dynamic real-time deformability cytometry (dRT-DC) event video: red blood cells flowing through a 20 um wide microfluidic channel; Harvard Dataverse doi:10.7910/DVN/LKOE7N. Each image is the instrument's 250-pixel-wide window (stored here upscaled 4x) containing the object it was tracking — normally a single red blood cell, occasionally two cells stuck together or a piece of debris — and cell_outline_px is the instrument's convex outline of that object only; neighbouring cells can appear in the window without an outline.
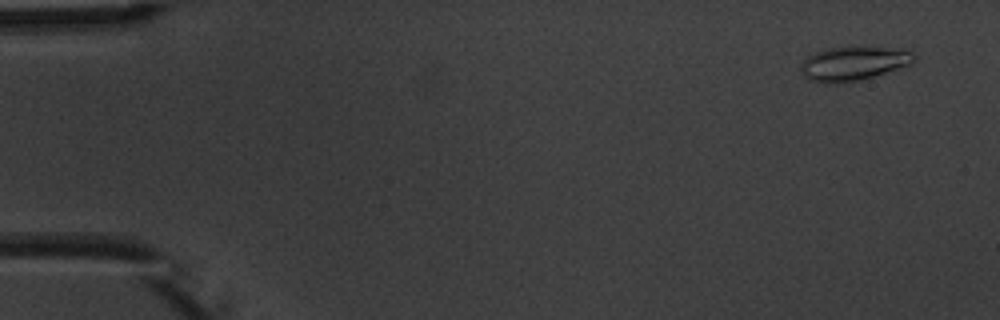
{"species": "common noctule bat (a hibernating species)", "species_latin": "Nyctalus noctula", "temperature_condition": "warm", "stored_images_in_passage": 5, "camera_frame_rate_fps": 3000, "um_per_image_px": 0.085, "animal": {"sex": "male", "body_mass_g": 20.1, "forearm_length_mm": 53.5}, "frame": {"image": 1, "passage_image": 1, "time_ms": 0.0, "image_size_px": [1000, 320], "cell_outline_px": [[916, 60], [912, 64], [860, 80], [836, 84], [824, 84], [808, 80], [800, 72], [800, 64], [808, 56], [816, 52], [828, 48], [884, 48], [912, 52], [916, 56]], "centroid_in_image_um": [72.48, 5.44], "position_along_channel_um": 12.5, "area_um2": 22.2}}
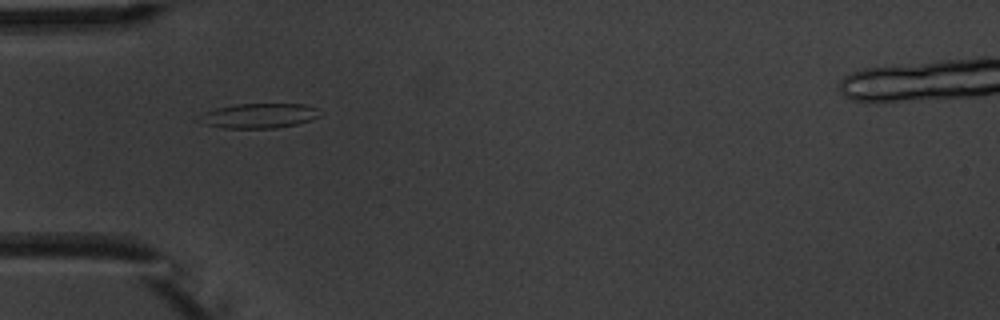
{"frame": {"image": 2, "passage_image": 5, "time_ms": 4.667, "image_size_px": [1000, 320], "cell_outline_px": [[320, 116], [312, 120], [296, 124], [276, 128], [224, 128], [204, 124], [204, 112], [216, 108], [236, 104], [304, 104], [316, 108]], "centroid_in_image_um": [22.09, 9.84], "position_along_channel_um": 62.9, "area_um2": 17.05}}